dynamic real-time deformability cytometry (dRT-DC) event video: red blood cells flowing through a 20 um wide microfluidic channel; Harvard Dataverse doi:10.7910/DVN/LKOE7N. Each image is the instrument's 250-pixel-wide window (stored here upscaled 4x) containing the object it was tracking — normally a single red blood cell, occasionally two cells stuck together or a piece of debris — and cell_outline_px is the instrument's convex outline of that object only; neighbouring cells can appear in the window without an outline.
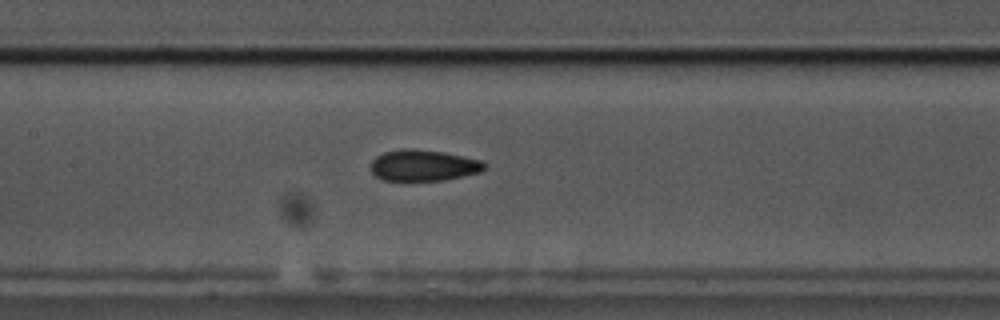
{"species": "common noctule bat (a hibernating species)", "species_latin": "Nyctalus noctula", "temperature_condition": "cold", "stored_images_in_passage": 50, "camera_frame_rate_fps": 3000, "um_per_image_px": 0.085, "animal": {"sex": "male", "body_mass_g": 17.5, "forearm_length_mm": 52.3}, "frame": {"image": 1, "passage_image": 19, "time_ms": 6.0, "image_size_px": [1000, 320], "cell_outline_px": [[488, 164], [480, 172], [444, 180], [380, 180], [372, 172], [372, 160], [376, 156], [384, 152], [404, 148], [416, 148], [444, 152], [480, 160]], "centroid_in_image_um": [35.98, 14.05], "position_along_channel_um": 171.4, "area_um2": 20.63}}
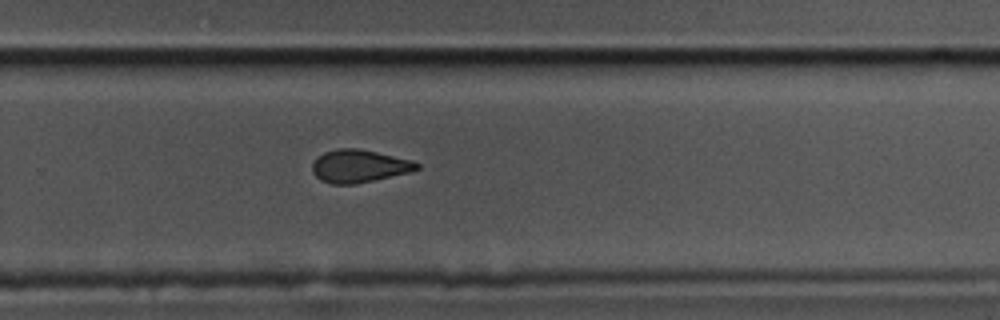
{"frame": {"image": 2, "passage_image": 30, "time_ms": 9.667, "image_size_px": [1000, 320], "cell_outline_px": [[420, 168], [408, 172], [356, 184], [332, 184], [320, 180], [312, 172], [312, 164], [316, 156], [324, 152], [336, 148], [360, 148], [412, 160], [420, 164]], "centroid_in_image_um": [30.48, 14.1], "position_along_channel_um": 299.3, "area_um2": 20.06}}
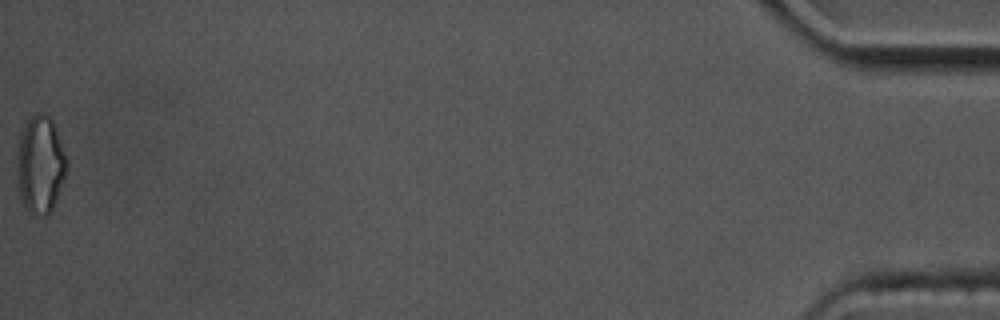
{"frame": {"image": 3, "passage_image": 50, "time_ms": 16.333, "image_size_px": [1000, 320], "cell_outline_px": [[68, 164], [56, 200], [48, 216], [32, 216], [28, 212], [20, 196], [16, 176], [16, 156], [20, 132], [24, 124], [36, 112], [44, 112], [52, 120], [56, 128]], "centroid_in_image_um": [3.39, 13.99], "position_along_channel_um": 431.8, "area_um2": 28.61}, "authors_computed_cell_mechanics": {"area_um2": 21.0103, "velocity_mm_per_s": 3.4958, "shape_relaxation_time_tau1_ms": 4.8043, "shape_relaxation_time_tau2_ms": 4.0275, "deformation_change_tau1": 0.0994, "deformation_change_tau2": 0.0836}}